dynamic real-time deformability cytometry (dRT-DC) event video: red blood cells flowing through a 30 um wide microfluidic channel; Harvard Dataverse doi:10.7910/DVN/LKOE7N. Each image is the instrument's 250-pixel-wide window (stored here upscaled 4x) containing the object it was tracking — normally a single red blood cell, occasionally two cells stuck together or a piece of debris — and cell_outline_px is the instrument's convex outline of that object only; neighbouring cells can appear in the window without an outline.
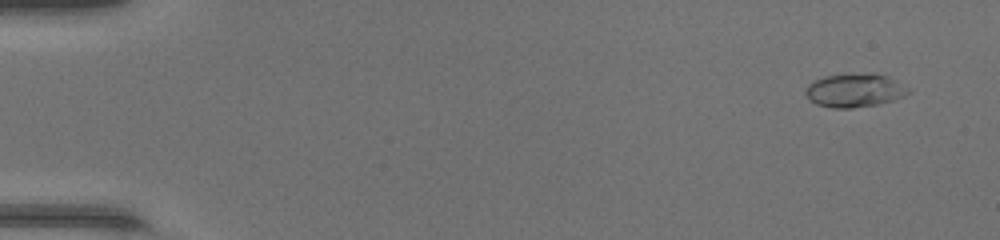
{"species": "common noctule bat (a hibernating species)", "species_latin": "Nyctalus noctula", "temperature_condition": "warm", "stored_images_in_passage": 48, "camera_frame_rate_fps": 3000, "um_per_image_px": 0.085, "animal": {"sex": "female", "body_mass_g": 17.0, "forearm_length_mm": 48.0}, "frame": {"image": 1, "passage_image": 3, "time_ms": 0.667, "image_size_px": [1000, 240], "cell_outline_px": [[912, 92], [896, 100], [876, 104], [852, 108], [832, 108], [816, 104], [808, 100], [804, 92], [808, 84], [812, 80], [824, 76], [848, 72], [872, 72], [888, 76], [912, 88]], "centroid_in_image_um": [72.66, 7.65], "position_along_channel_um": 12.3, "area_um2": 20.98}}
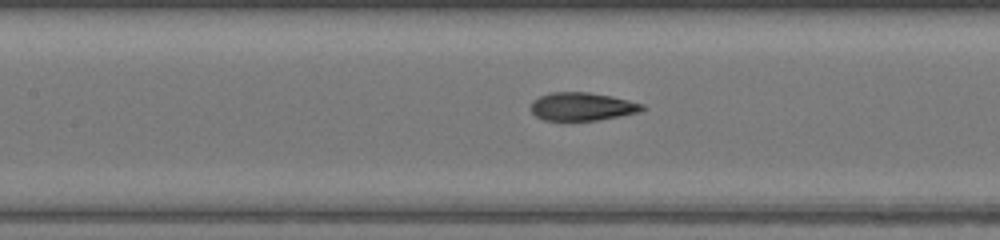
{"frame": {"image": 2, "passage_image": 23, "time_ms": 7.333, "image_size_px": [1000, 240], "cell_outline_px": [[648, 108], [640, 112], [620, 116], [596, 120], [544, 120], [536, 116], [532, 112], [532, 100], [540, 96], [552, 92], [588, 92], [612, 96], [644, 104]], "centroid_in_image_um": [49.52, 9.05], "position_along_channel_um": 157.9, "area_um2": 18.26}}
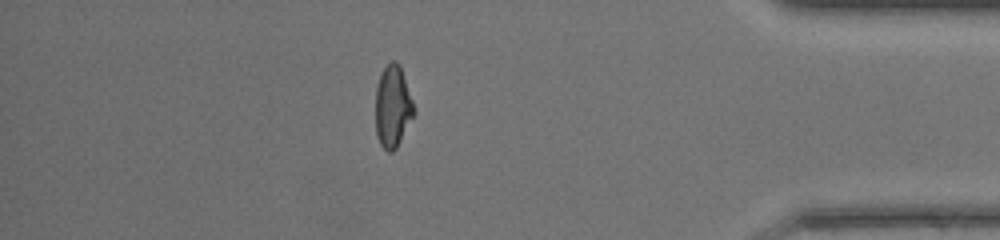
{"frame": {"image": 3, "passage_image": 42, "time_ms": 13.667, "image_size_px": [1000, 240], "cell_outline_px": [[416, 112], [396, 148], [392, 152], [388, 152], [380, 144], [376, 136], [376, 88], [380, 76], [384, 68], [392, 60], [396, 60], [400, 64]], "centroid_in_image_um": [33.39, 9.06], "position_along_channel_um": 401.8, "area_um2": 18.26}, "authors_computed_cell_mechanics": {"area_um2": 18.6405, "velocity_mm_per_s": 4.4224, "shape_relaxation_time_tau1_ms": 10.1887, "shape_relaxation_time_tau2_ms": 0.7893, "deformation_change_tau1": 0.3676, "deformation_change_tau2": 0.0639}}